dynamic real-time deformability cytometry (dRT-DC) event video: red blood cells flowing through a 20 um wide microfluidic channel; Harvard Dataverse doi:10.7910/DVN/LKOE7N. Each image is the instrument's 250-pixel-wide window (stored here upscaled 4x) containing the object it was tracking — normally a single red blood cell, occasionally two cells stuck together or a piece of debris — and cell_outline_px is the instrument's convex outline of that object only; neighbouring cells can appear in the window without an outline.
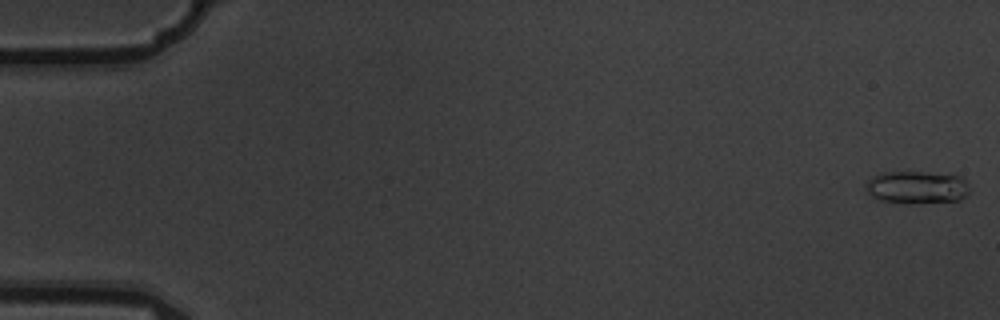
{"species": "common noctule bat (a hibernating species)", "species_latin": "Nyctalus noctula", "temperature_condition": "warm", "stored_images_in_passage": 7, "camera_frame_rate_fps": 3000, "um_per_image_px": 0.085, "animal": {"sex": "male", "body_mass_g": 19.5, "forearm_length_mm": 54.6}, "frame": {"image": 1, "passage_image": 1, "time_ms": 0.0, "image_size_px": [1000, 320], "cell_outline_px": [[968, 192], [960, 200], [908, 204], [880, 200], [872, 196], [868, 192], [864, 184], [872, 176], [884, 172], [924, 172], [964, 176], [968, 184]], "centroid_in_image_um": [77.93, 15.92], "position_along_channel_um": 7.1, "area_um2": 19.88}}
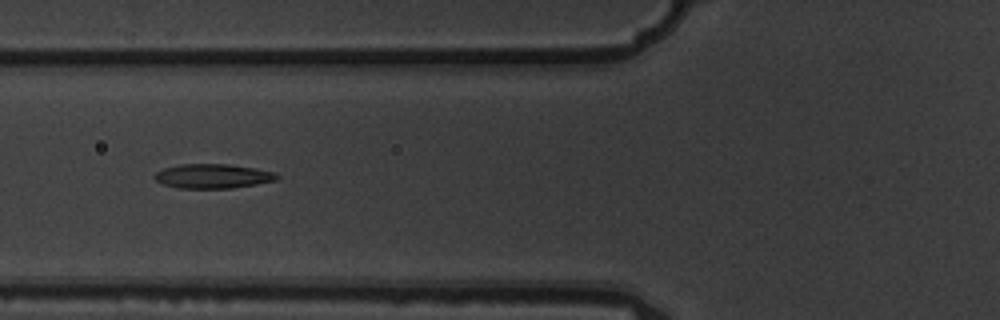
{"frame": {"image": 2, "passage_image": 7, "time_ms": 2.0, "image_size_px": [1000, 320], "cell_outline_px": [[280, 176], [276, 180], [256, 184], [232, 188], [180, 188], [164, 184], [156, 180], [152, 176], [156, 172], [164, 168], [180, 164], [228, 164], [256, 168], [276, 172]], "centroid_in_image_um": [18.11, 14.96], "position_along_channel_um": 107.7, "area_um2": 17.4}}